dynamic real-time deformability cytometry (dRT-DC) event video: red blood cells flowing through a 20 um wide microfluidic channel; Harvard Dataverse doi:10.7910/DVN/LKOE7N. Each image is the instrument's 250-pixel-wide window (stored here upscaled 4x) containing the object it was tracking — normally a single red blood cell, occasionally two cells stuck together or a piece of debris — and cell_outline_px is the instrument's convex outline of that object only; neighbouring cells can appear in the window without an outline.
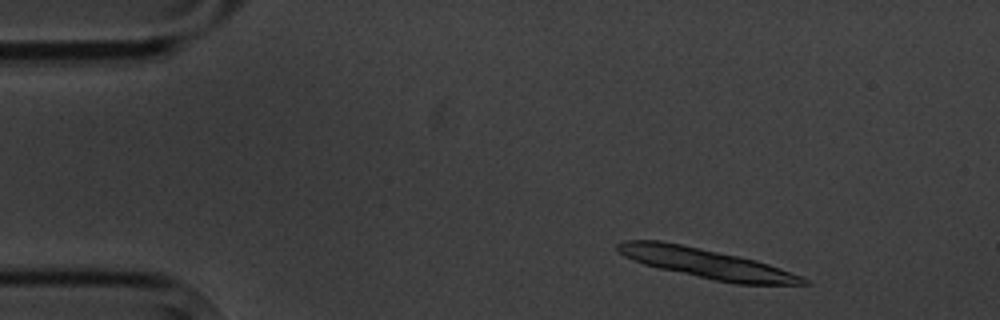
{"species": "common noctule bat (a hibernating species)", "species_latin": "Nyctalus noctula", "temperature_condition": "cold", "stored_images_in_passage": 7, "camera_frame_rate_fps": 3000, "um_per_image_px": 0.085, "animal": {"sex": "male", "body_mass_g": 20.1, "forearm_length_mm": 53.5}, "frame": {"image": 1, "passage_image": 2, "time_ms": 1.0, "image_size_px": [1000, 320], "cell_outline_px": [[812, 284], [736, 284], [696, 276], [660, 268], [644, 264], [632, 260], [624, 256], [616, 248], [616, 244], [624, 240], [660, 240], [740, 256], [756, 260], [804, 276]], "centroid_in_image_um": [60.06, 22.38], "position_along_channel_um": 24.9, "area_um2": 31.85}}
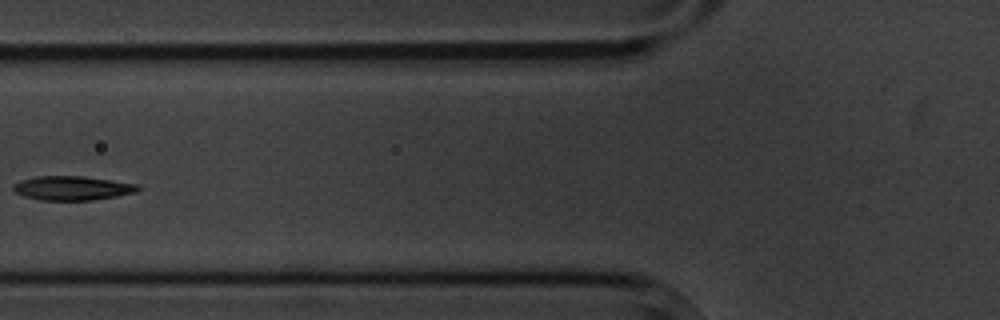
{"frame": {"image": 2, "passage_image": 6, "time_ms": 6.0, "image_size_px": [1000, 320], "cell_outline_px": [[140, 188], [136, 192], [116, 196], [92, 200], [40, 200], [24, 196], [16, 192], [12, 188], [20, 180], [36, 176], [84, 176], [140, 184]], "centroid_in_image_um": [6.18, 15.98], "position_along_channel_um": 119.6, "area_um2": 17.51}}
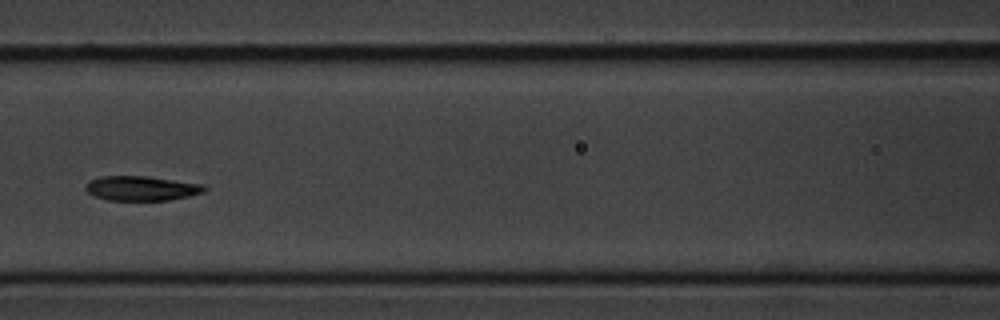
{"frame": {"image": 3, "passage_image": 7, "time_ms": 7.0, "image_size_px": [1000, 320], "cell_outline_px": [[208, 188], [204, 192], [188, 196], [168, 200], [108, 200], [96, 196], [88, 192], [84, 188], [84, 184], [88, 180], [100, 176], [148, 176], [204, 184]], "centroid_in_image_um": [12.01, 15.99], "position_along_channel_um": 154.6, "area_um2": 17.17}}